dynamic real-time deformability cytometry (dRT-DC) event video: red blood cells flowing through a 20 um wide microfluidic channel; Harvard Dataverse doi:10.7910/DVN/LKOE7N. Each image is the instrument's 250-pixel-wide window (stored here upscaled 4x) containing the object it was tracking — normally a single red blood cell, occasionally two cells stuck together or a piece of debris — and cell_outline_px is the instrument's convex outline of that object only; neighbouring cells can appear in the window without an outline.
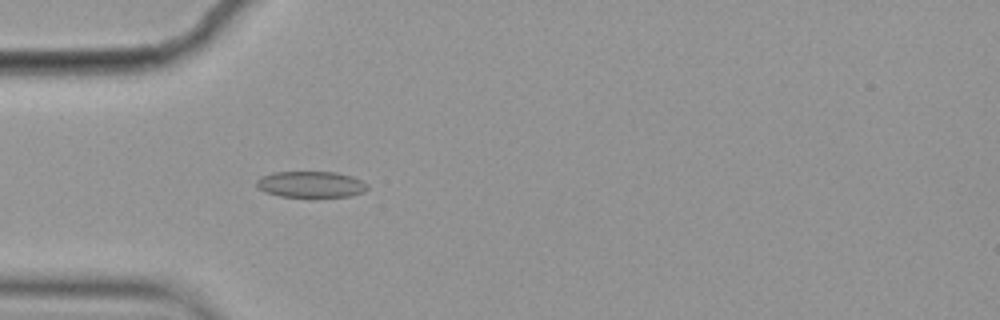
{"species": "common noctule bat (a hibernating species)", "species_latin": "Nyctalus noctula", "temperature_condition": "cold", "stored_images_in_passage": 2, "camera_frame_rate_fps": 3000, "um_per_image_px": 0.085, "animal": {"sex": "female", "body_mass_g": 19.9}, "frame": {"image": 1, "passage_image": 2, "time_ms": 0.333, "image_size_px": [1000, 320], "cell_outline_px": [[368, 188], [364, 192], [352, 196], [308, 200], [280, 196], [264, 192], [256, 184], [256, 180], [260, 176], [272, 172], [336, 172], [352, 176], [368, 184]], "centroid_in_image_um": [26.43, 15.72], "position_along_channel_um": 58.6, "area_um2": 17.92}}